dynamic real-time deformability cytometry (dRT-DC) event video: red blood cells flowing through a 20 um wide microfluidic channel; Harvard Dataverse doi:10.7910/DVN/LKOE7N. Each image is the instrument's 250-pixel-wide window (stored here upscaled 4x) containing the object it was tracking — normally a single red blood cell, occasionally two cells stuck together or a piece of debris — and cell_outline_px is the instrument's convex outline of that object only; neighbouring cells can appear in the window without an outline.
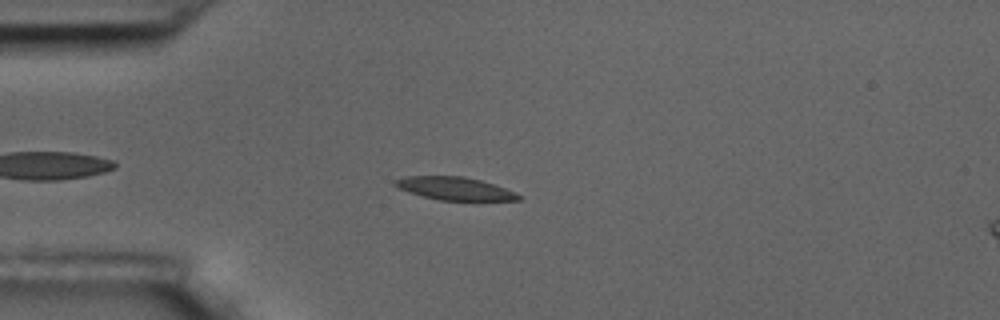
{"species": "common noctule bat (a hibernating species)", "species_latin": "Nyctalus noctula", "temperature_condition": "room temperature", "stored_images_in_passage": 11, "camera_frame_rate_fps": 3000, "um_per_image_px": 0.085, "animal": {"sex": "male", "body_mass_g": 17.5, "forearm_length_mm": 52.3}, "frame": {"image": 1, "passage_image": 4, "time_ms": 1.0, "image_size_px": [1000, 320], "cell_outline_px": [[524, 196], [520, 200], [440, 200], [408, 192], [392, 184], [392, 180], [404, 176], [464, 176], [480, 180], [504, 188]], "centroid_in_image_um": [38.62, 16.01], "position_along_channel_um": 46.4, "area_um2": 16.42}}
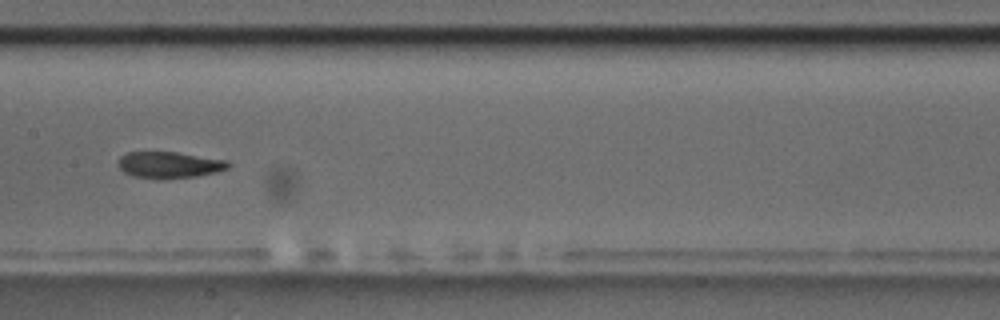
{"frame": {"image": 2, "passage_image": 8, "time_ms": 2.333, "image_size_px": [1000, 320], "cell_outline_px": [[232, 164], [228, 168], [216, 172], [196, 176], [160, 180], [132, 176], [124, 172], [116, 164], [120, 156], [128, 152], [176, 152], [228, 160]], "centroid_in_image_um": [14.38, 14.02], "position_along_channel_um": 193.0, "area_um2": 17.22}}
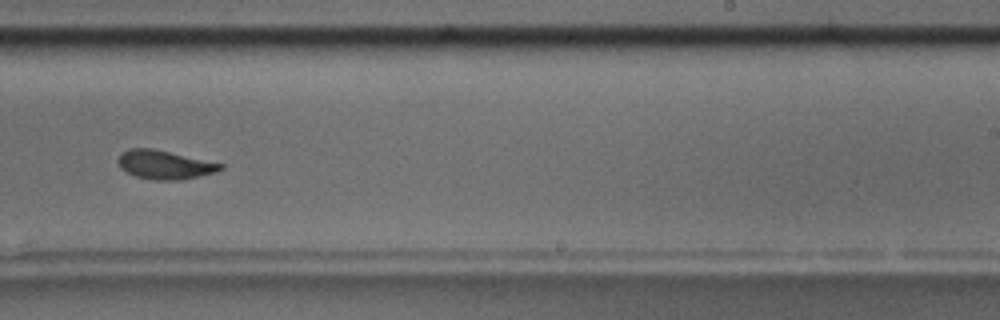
{"frame": {"image": 3, "passage_image": 10, "time_ms": 3.0, "image_size_px": [1000, 320], "cell_outline_px": [[224, 168], [216, 172], [180, 180], [152, 180], [136, 176], [120, 168], [116, 160], [120, 152], [128, 148], [152, 148], [224, 164]], "centroid_in_image_um": [13.95, 13.99], "position_along_channel_um": 275.0, "area_um2": 17.22}}